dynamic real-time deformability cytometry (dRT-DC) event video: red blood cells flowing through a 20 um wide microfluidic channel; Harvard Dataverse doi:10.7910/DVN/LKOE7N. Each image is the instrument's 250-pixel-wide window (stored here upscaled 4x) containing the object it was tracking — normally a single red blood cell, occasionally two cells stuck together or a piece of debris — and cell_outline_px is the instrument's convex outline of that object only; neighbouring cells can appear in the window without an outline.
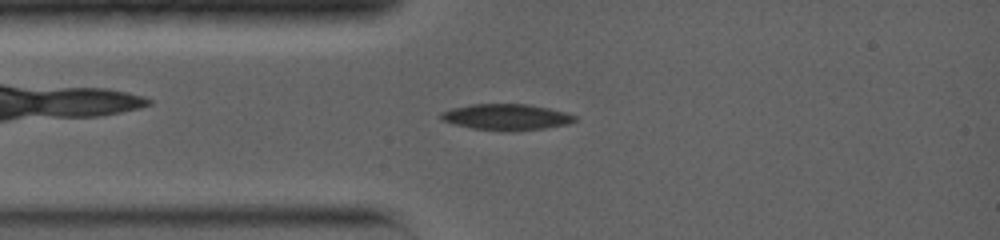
{"species": "common noctule bat (a hibernating species)", "species_latin": "Nyctalus noctula", "temperature_condition": "warm", "stored_images_in_passage": 27, "camera_frame_rate_fps": 5000, "um_per_image_px": 0.085, "animal": {"sex": "female", "body_mass_g": 19.0, "forearm_length_mm": 56.7}, "frame": {"image": 1, "passage_image": 5, "time_ms": 2.4, "image_size_px": [1000, 240], "cell_outline_px": [[576, 120], [568, 124], [544, 128], [508, 132], [504, 132], [472, 128], [440, 120], [440, 112], [452, 108], [468, 104], [528, 104], [548, 108], [564, 112], [576, 116]], "centroid_in_image_um": [43.01, 9.95], "position_along_channel_um": 42.0, "area_um2": 20.46}}
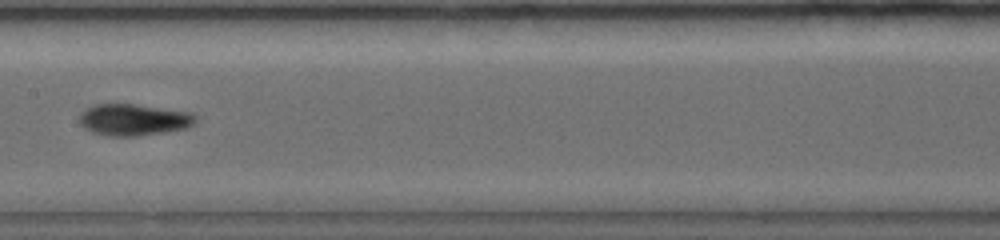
{"frame": {"image": 2, "passage_image": 13, "time_ms": 6.4, "image_size_px": [1000, 240], "cell_outline_px": [[196, 120], [192, 124], [184, 128], [164, 132], [136, 136], [108, 136], [92, 132], [84, 128], [80, 124], [80, 112], [84, 108], [96, 104], [136, 104], [192, 112], [196, 116]], "centroid_in_image_um": [11.32, 10.17], "position_along_channel_um": 196.1, "area_um2": 21.44}}
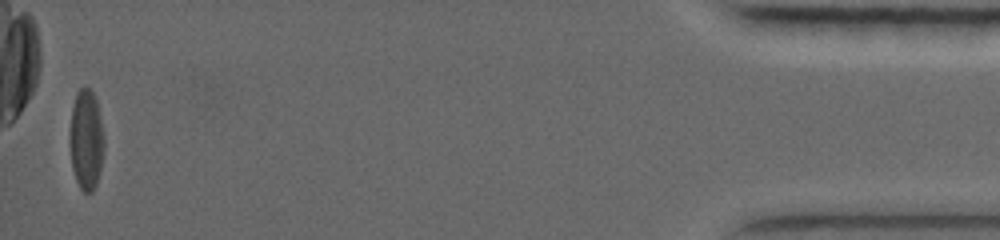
{"frame": {"image": 3, "passage_image": 27, "time_ms": 15.4, "image_size_px": [1000, 240], "cell_outline_px": [[104, 148], [100, 172], [96, 184], [92, 192], [84, 192], [80, 188], [76, 180], [72, 168], [68, 144], [68, 132], [72, 108], [76, 92], [84, 84], [92, 92], [96, 100], [100, 116], [104, 136]], "centroid_in_image_um": [7.3, 11.86], "position_along_channel_um": 427.9, "area_um2": 20.58}, "authors_computed_cell_mechanics": {"area_um2": 20.4612, "velocity_mm_per_s": 3.93, "shape_relaxation_time_tau1_ms": 7.6309, "shape_relaxation_time_tau2_ms": 7.6225, "deformation_change_tau1": 0.1882, "deformation_change_tau2": 0.1444}}